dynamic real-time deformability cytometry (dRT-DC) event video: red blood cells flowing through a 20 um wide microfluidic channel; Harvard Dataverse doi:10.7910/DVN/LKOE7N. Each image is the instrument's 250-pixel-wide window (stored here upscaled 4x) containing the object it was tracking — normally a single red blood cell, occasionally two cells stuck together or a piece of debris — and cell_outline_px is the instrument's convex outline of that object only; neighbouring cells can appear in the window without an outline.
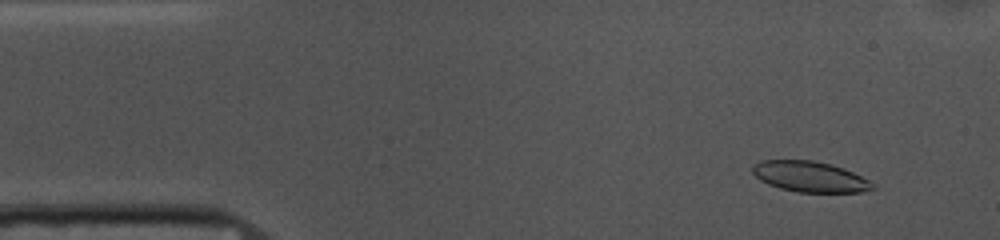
{"species": "common noctule bat (a hibernating species)", "species_latin": "Nyctalus noctula", "temperature_condition": "cold", "stored_images_in_passage": 52, "camera_frame_rate_fps": 3000, "um_per_image_px": 0.085, "animal": {"sex": "female", "body_mass_g": 10.0, "forearm_length_mm": 53.1}, "frame": {"image": 1, "passage_image": 4, "time_ms": 1.0, "image_size_px": [1000, 240], "cell_outline_px": [[876, 188], [860, 192], [796, 192], [780, 188], [768, 184], [760, 180], [752, 172], [752, 164], [760, 160], [812, 160], [832, 164], [844, 168], [876, 184]], "centroid_in_image_um": [68.83, 15.01], "position_along_channel_um": 16.2, "area_um2": 21.56}}
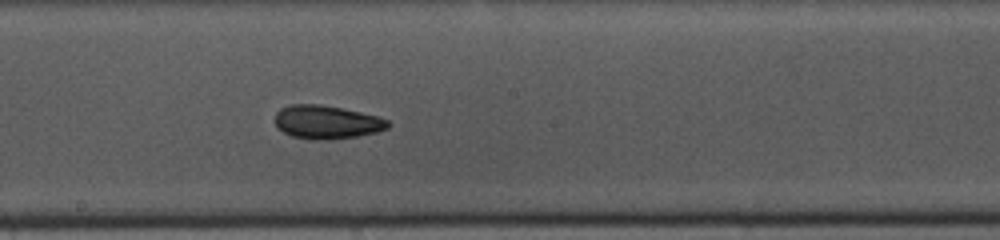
{"frame": {"image": 2, "passage_image": 27, "time_ms": 8.667, "image_size_px": [1000, 240], "cell_outline_px": [[392, 124], [388, 128], [376, 132], [356, 136], [328, 140], [312, 140], [292, 136], [276, 128], [276, 112], [280, 108], [288, 104], [320, 104], [344, 108], [376, 116], [388, 120]], "centroid_in_image_um": [27.75, 10.37], "position_along_channel_um": 220.4, "area_um2": 22.2}}
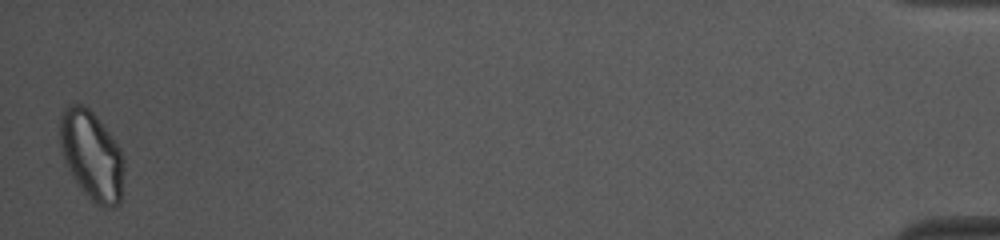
{"frame": {"image": 3, "passage_image": 52, "time_ms": 17.0, "image_size_px": [1000, 240], "cell_outline_px": [[124, 168], [120, 204], [112, 208], [104, 208], [96, 204], [76, 184], [64, 160], [60, 144], [60, 112], [64, 108], [72, 104], [84, 104], [96, 116], [112, 136], [120, 148], [124, 156]], "centroid_in_image_um": [7.8, 13.22], "position_along_channel_um": 427.4, "area_um2": 33.52}, "authors_computed_cell_mechanics": {"area_um2": 22.0218, "velocity_mm_per_s": 3.6698, "shape_relaxation_time_tau1_ms": 5.6707, "shape_relaxation_time_tau2_ms": 4.65, "deformation_change_tau1": 0.1178, "deformation_change_tau2": 0.1061}}